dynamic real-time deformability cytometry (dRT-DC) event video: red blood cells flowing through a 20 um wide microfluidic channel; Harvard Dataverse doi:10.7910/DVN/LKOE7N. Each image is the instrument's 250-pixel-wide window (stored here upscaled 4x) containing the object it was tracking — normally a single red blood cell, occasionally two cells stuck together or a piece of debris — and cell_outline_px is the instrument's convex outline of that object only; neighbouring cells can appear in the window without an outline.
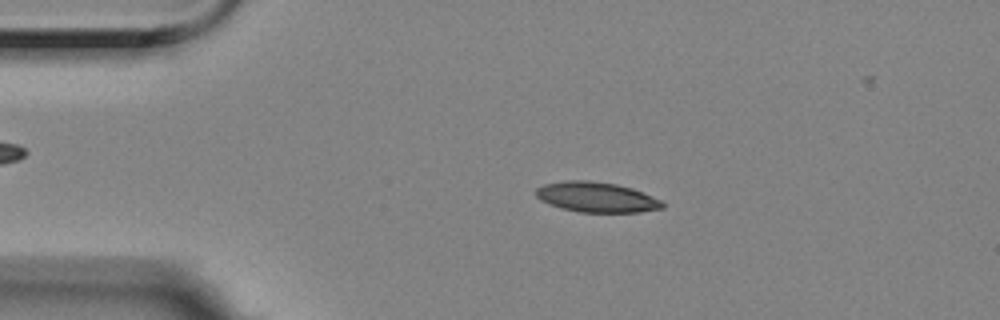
{"species": "Egyptian fruit bat (a non-hibernating species)", "species_latin": "Rousettus aegyptiacus", "temperature_condition": "room temperature", "stored_images_in_passage": 49, "camera_frame_rate_fps": 3000, "um_per_image_px": 0.085, "animal": {"sex": "female"}, "frame": {"image": 1, "passage_image": 3, "time_ms": 0.667, "image_size_px": [1000, 320], "cell_outline_px": [[664, 208], [640, 212], [580, 212], [564, 208], [540, 200], [536, 196], [536, 188], [544, 184], [564, 180], [588, 180], [616, 184], [632, 188], [660, 200], [664, 204]], "centroid_in_image_um": [50.7, 16.75], "position_along_channel_um": 34.3, "area_um2": 22.02}}
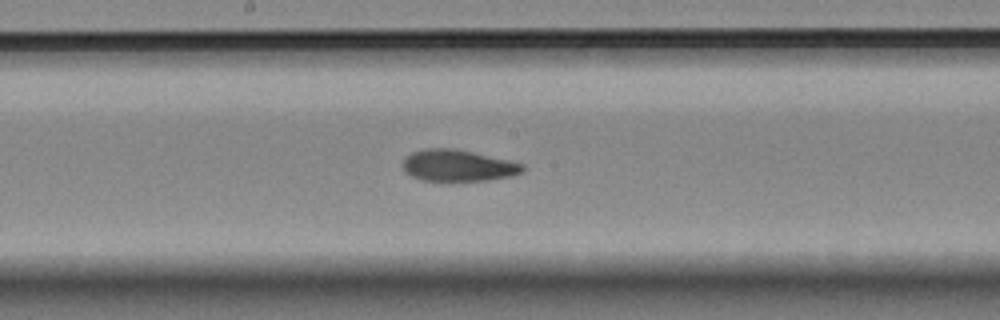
{"frame": {"image": 2, "passage_image": 21, "time_ms": 6.667, "image_size_px": [1000, 320], "cell_outline_px": [[524, 172], [512, 176], [484, 180], [420, 180], [412, 176], [404, 168], [404, 160], [412, 152], [424, 148], [452, 148], [472, 152], [508, 160], [524, 164]], "centroid_in_image_um": [38.96, 14.06], "position_along_channel_um": 209.2, "area_um2": 21.62}}
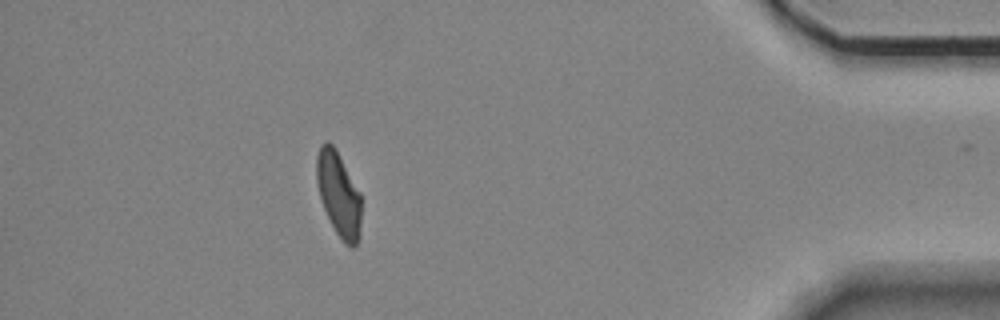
{"frame": {"image": 3, "passage_image": 42, "time_ms": 13.667, "image_size_px": [1000, 320], "cell_outline_px": [[360, 236], [356, 248], [352, 248], [344, 244], [336, 232], [324, 208], [320, 196], [316, 180], [316, 156], [320, 144], [324, 140], [328, 140], [336, 148], [360, 192]], "centroid_in_image_um": [28.78, 16.48], "position_along_channel_um": 406.4, "area_um2": 22.2}, "authors_computed_cell_mechanics": {"area_um2": 22.4264, "velocity_mm_per_s": 3.5203, "shape_relaxation_time_tau1_ms": 6.4756, "shape_relaxation_time_tau2_ms": 1.8642, "deformation_change_tau1": 0.171, "deformation_change_tau2": 0.0839}}